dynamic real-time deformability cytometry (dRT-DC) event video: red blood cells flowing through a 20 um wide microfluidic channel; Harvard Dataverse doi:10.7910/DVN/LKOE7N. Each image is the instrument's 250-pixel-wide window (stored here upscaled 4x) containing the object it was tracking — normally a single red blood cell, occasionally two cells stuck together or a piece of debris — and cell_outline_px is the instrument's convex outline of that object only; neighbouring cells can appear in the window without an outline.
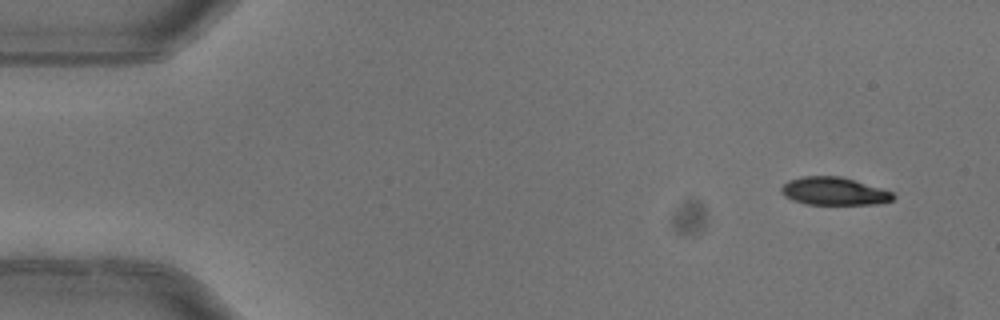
{"species": "common noctule bat (a hibernating species)", "species_latin": "Nyctalus noctula", "temperature_condition": "warm", "stored_images_in_passage": 4, "segment_of_instrument_passage": [1, 2], "camera_frame_rate_fps": 3000, "um_per_image_px": 0.085, "animal": {"sex": "female"}, "frame": {"image": 1, "passage_image": 1, "time_ms": 0.0, "image_size_px": [1000, 320], "cell_outline_px": [[896, 196], [892, 200], [880, 204], [808, 204], [792, 200], [784, 196], [780, 192], [780, 188], [788, 180], [800, 176], [840, 176], [880, 188], [892, 192]], "centroid_in_image_um": [70.86, 16.25], "position_along_channel_um": 14.1, "area_um2": 18.15}}
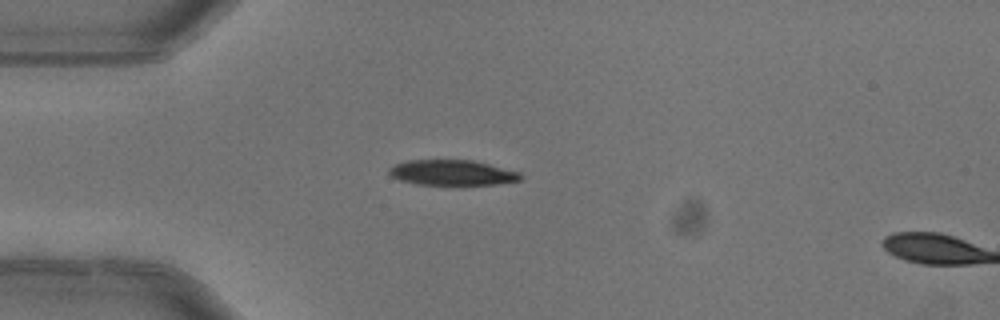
{"frame": {"image": 2, "passage_image": 3, "time_ms": 0.667, "image_size_px": [1000, 320], "cell_outline_px": [[524, 176], [520, 180], [496, 184], [416, 184], [400, 180], [392, 176], [388, 172], [388, 168], [396, 164], [408, 160], [472, 160], [520, 172]], "centroid_in_image_um": [38.43, 14.67], "position_along_channel_um": 46.6, "area_um2": 19.19}}